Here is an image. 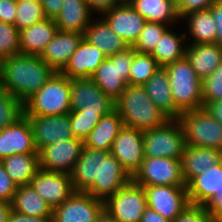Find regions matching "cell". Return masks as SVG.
<instances>
[{
  "mask_svg": "<svg viewBox=\"0 0 222 222\" xmlns=\"http://www.w3.org/2000/svg\"><path fill=\"white\" fill-rule=\"evenodd\" d=\"M54 72L40 56L20 53L3 59L0 86L24 103Z\"/></svg>",
  "mask_w": 222,
  "mask_h": 222,
  "instance_id": "cell-1",
  "label": "cell"
},
{
  "mask_svg": "<svg viewBox=\"0 0 222 222\" xmlns=\"http://www.w3.org/2000/svg\"><path fill=\"white\" fill-rule=\"evenodd\" d=\"M124 126L142 131L165 125L171 118L159 109L143 86L129 85L115 101Z\"/></svg>",
  "mask_w": 222,
  "mask_h": 222,
  "instance_id": "cell-2",
  "label": "cell"
},
{
  "mask_svg": "<svg viewBox=\"0 0 222 222\" xmlns=\"http://www.w3.org/2000/svg\"><path fill=\"white\" fill-rule=\"evenodd\" d=\"M70 78L55 71L46 83L24 102V115L54 116L69 114Z\"/></svg>",
  "mask_w": 222,
  "mask_h": 222,
  "instance_id": "cell-3",
  "label": "cell"
},
{
  "mask_svg": "<svg viewBox=\"0 0 222 222\" xmlns=\"http://www.w3.org/2000/svg\"><path fill=\"white\" fill-rule=\"evenodd\" d=\"M164 68L168 73L175 107L181 113L202 109V80L196 75L187 57Z\"/></svg>",
  "mask_w": 222,
  "mask_h": 222,
  "instance_id": "cell-4",
  "label": "cell"
},
{
  "mask_svg": "<svg viewBox=\"0 0 222 222\" xmlns=\"http://www.w3.org/2000/svg\"><path fill=\"white\" fill-rule=\"evenodd\" d=\"M133 47L106 57L92 74L93 82L113 101H116L129 82Z\"/></svg>",
  "mask_w": 222,
  "mask_h": 222,
  "instance_id": "cell-5",
  "label": "cell"
},
{
  "mask_svg": "<svg viewBox=\"0 0 222 222\" xmlns=\"http://www.w3.org/2000/svg\"><path fill=\"white\" fill-rule=\"evenodd\" d=\"M145 157L181 159L187 146L182 124L170 119L165 125L143 131Z\"/></svg>",
  "mask_w": 222,
  "mask_h": 222,
  "instance_id": "cell-6",
  "label": "cell"
},
{
  "mask_svg": "<svg viewBox=\"0 0 222 222\" xmlns=\"http://www.w3.org/2000/svg\"><path fill=\"white\" fill-rule=\"evenodd\" d=\"M178 120L182 124L187 146L222 151V125L204 108L182 112Z\"/></svg>",
  "mask_w": 222,
  "mask_h": 222,
  "instance_id": "cell-7",
  "label": "cell"
},
{
  "mask_svg": "<svg viewBox=\"0 0 222 222\" xmlns=\"http://www.w3.org/2000/svg\"><path fill=\"white\" fill-rule=\"evenodd\" d=\"M146 208L144 188L133 180L104 201V210L118 222H141Z\"/></svg>",
  "mask_w": 222,
  "mask_h": 222,
  "instance_id": "cell-8",
  "label": "cell"
},
{
  "mask_svg": "<svg viewBox=\"0 0 222 222\" xmlns=\"http://www.w3.org/2000/svg\"><path fill=\"white\" fill-rule=\"evenodd\" d=\"M132 180L141 186H187L181 159L167 157H145Z\"/></svg>",
  "mask_w": 222,
  "mask_h": 222,
  "instance_id": "cell-9",
  "label": "cell"
},
{
  "mask_svg": "<svg viewBox=\"0 0 222 222\" xmlns=\"http://www.w3.org/2000/svg\"><path fill=\"white\" fill-rule=\"evenodd\" d=\"M71 111L99 113L108 115L115 109V101L107 96L91 78L70 79Z\"/></svg>",
  "mask_w": 222,
  "mask_h": 222,
  "instance_id": "cell-10",
  "label": "cell"
},
{
  "mask_svg": "<svg viewBox=\"0 0 222 222\" xmlns=\"http://www.w3.org/2000/svg\"><path fill=\"white\" fill-rule=\"evenodd\" d=\"M104 210V201L87 192L75 191L53 208L52 222H95Z\"/></svg>",
  "mask_w": 222,
  "mask_h": 222,
  "instance_id": "cell-11",
  "label": "cell"
},
{
  "mask_svg": "<svg viewBox=\"0 0 222 222\" xmlns=\"http://www.w3.org/2000/svg\"><path fill=\"white\" fill-rule=\"evenodd\" d=\"M83 146V139L73 137L43 147L39 151L40 169L71 174L81 155Z\"/></svg>",
  "mask_w": 222,
  "mask_h": 222,
  "instance_id": "cell-12",
  "label": "cell"
},
{
  "mask_svg": "<svg viewBox=\"0 0 222 222\" xmlns=\"http://www.w3.org/2000/svg\"><path fill=\"white\" fill-rule=\"evenodd\" d=\"M147 207L173 221L189 204L187 186H143Z\"/></svg>",
  "mask_w": 222,
  "mask_h": 222,
  "instance_id": "cell-13",
  "label": "cell"
},
{
  "mask_svg": "<svg viewBox=\"0 0 222 222\" xmlns=\"http://www.w3.org/2000/svg\"><path fill=\"white\" fill-rule=\"evenodd\" d=\"M32 127L38 152L61 140L73 138L69 114L54 116L25 115Z\"/></svg>",
  "mask_w": 222,
  "mask_h": 222,
  "instance_id": "cell-14",
  "label": "cell"
},
{
  "mask_svg": "<svg viewBox=\"0 0 222 222\" xmlns=\"http://www.w3.org/2000/svg\"><path fill=\"white\" fill-rule=\"evenodd\" d=\"M30 185L51 206L55 208L67 200L75 191L71 174L39 169Z\"/></svg>",
  "mask_w": 222,
  "mask_h": 222,
  "instance_id": "cell-15",
  "label": "cell"
},
{
  "mask_svg": "<svg viewBox=\"0 0 222 222\" xmlns=\"http://www.w3.org/2000/svg\"><path fill=\"white\" fill-rule=\"evenodd\" d=\"M110 153L133 176L145 158L143 131L124 126L114 140Z\"/></svg>",
  "mask_w": 222,
  "mask_h": 222,
  "instance_id": "cell-16",
  "label": "cell"
},
{
  "mask_svg": "<svg viewBox=\"0 0 222 222\" xmlns=\"http://www.w3.org/2000/svg\"><path fill=\"white\" fill-rule=\"evenodd\" d=\"M108 26L132 47L147 22L131 4H118L100 15Z\"/></svg>",
  "mask_w": 222,
  "mask_h": 222,
  "instance_id": "cell-17",
  "label": "cell"
},
{
  "mask_svg": "<svg viewBox=\"0 0 222 222\" xmlns=\"http://www.w3.org/2000/svg\"><path fill=\"white\" fill-rule=\"evenodd\" d=\"M39 153L33 130L24 115L15 124L0 130V160L13 154Z\"/></svg>",
  "mask_w": 222,
  "mask_h": 222,
  "instance_id": "cell-18",
  "label": "cell"
},
{
  "mask_svg": "<svg viewBox=\"0 0 222 222\" xmlns=\"http://www.w3.org/2000/svg\"><path fill=\"white\" fill-rule=\"evenodd\" d=\"M110 151L83 146L81 155L71 173L74 191L85 192L92 184H101L102 160Z\"/></svg>",
  "mask_w": 222,
  "mask_h": 222,
  "instance_id": "cell-19",
  "label": "cell"
},
{
  "mask_svg": "<svg viewBox=\"0 0 222 222\" xmlns=\"http://www.w3.org/2000/svg\"><path fill=\"white\" fill-rule=\"evenodd\" d=\"M83 39L82 33L57 30L40 57L54 70L61 72Z\"/></svg>",
  "mask_w": 222,
  "mask_h": 222,
  "instance_id": "cell-20",
  "label": "cell"
},
{
  "mask_svg": "<svg viewBox=\"0 0 222 222\" xmlns=\"http://www.w3.org/2000/svg\"><path fill=\"white\" fill-rule=\"evenodd\" d=\"M132 180L119 160L109 153L102 160L101 184H92L85 192L105 201Z\"/></svg>",
  "mask_w": 222,
  "mask_h": 222,
  "instance_id": "cell-21",
  "label": "cell"
},
{
  "mask_svg": "<svg viewBox=\"0 0 222 222\" xmlns=\"http://www.w3.org/2000/svg\"><path fill=\"white\" fill-rule=\"evenodd\" d=\"M190 204L206 206L214 197L222 198V162L208 167L187 184Z\"/></svg>",
  "mask_w": 222,
  "mask_h": 222,
  "instance_id": "cell-22",
  "label": "cell"
},
{
  "mask_svg": "<svg viewBox=\"0 0 222 222\" xmlns=\"http://www.w3.org/2000/svg\"><path fill=\"white\" fill-rule=\"evenodd\" d=\"M106 57L101 50L82 39L61 72L70 79L91 78Z\"/></svg>",
  "mask_w": 222,
  "mask_h": 222,
  "instance_id": "cell-23",
  "label": "cell"
},
{
  "mask_svg": "<svg viewBox=\"0 0 222 222\" xmlns=\"http://www.w3.org/2000/svg\"><path fill=\"white\" fill-rule=\"evenodd\" d=\"M222 162V151L214 148L186 146L181 157L182 174L186 184L209 167Z\"/></svg>",
  "mask_w": 222,
  "mask_h": 222,
  "instance_id": "cell-24",
  "label": "cell"
},
{
  "mask_svg": "<svg viewBox=\"0 0 222 222\" xmlns=\"http://www.w3.org/2000/svg\"><path fill=\"white\" fill-rule=\"evenodd\" d=\"M180 21H183L182 24L185 23L184 25L187 26L186 28L182 27L185 29L187 44L215 43L216 23L210 9L188 13Z\"/></svg>",
  "mask_w": 222,
  "mask_h": 222,
  "instance_id": "cell-25",
  "label": "cell"
},
{
  "mask_svg": "<svg viewBox=\"0 0 222 222\" xmlns=\"http://www.w3.org/2000/svg\"><path fill=\"white\" fill-rule=\"evenodd\" d=\"M83 39L97 47L107 57L124 51L129 47L100 16L91 21L83 33Z\"/></svg>",
  "mask_w": 222,
  "mask_h": 222,
  "instance_id": "cell-26",
  "label": "cell"
},
{
  "mask_svg": "<svg viewBox=\"0 0 222 222\" xmlns=\"http://www.w3.org/2000/svg\"><path fill=\"white\" fill-rule=\"evenodd\" d=\"M62 8L54 20L60 31L84 33L96 17L85 0H63ZM94 15V16H92Z\"/></svg>",
  "mask_w": 222,
  "mask_h": 222,
  "instance_id": "cell-27",
  "label": "cell"
},
{
  "mask_svg": "<svg viewBox=\"0 0 222 222\" xmlns=\"http://www.w3.org/2000/svg\"><path fill=\"white\" fill-rule=\"evenodd\" d=\"M123 128L124 122L119 112L114 109L100 118L98 124L84 139V146L111 152L114 140Z\"/></svg>",
  "mask_w": 222,
  "mask_h": 222,
  "instance_id": "cell-28",
  "label": "cell"
},
{
  "mask_svg": "<svg viewBox=\"0 0 222 222\" xmlns=\"http://www.w3.org/2000/svg\"><path fill=\"white\" fill-rule=\"evenodd\" d=\"M143 88L156 106L171 119L180 117L181 112L175 107L168 73L164 67H160Z\"/></svg>",
  "mask_w": 222,
  "mask_h": 222,
  "instance_id": "cell-29",
  "label": "cell"
},
{
  "mask_svg": "<svg viewBox=\"0 0 222 222\" xmlns=\"http://www.w3.org/2000/svg\"><path fill=\"white\" fill-rule=\"evenodd\" d=\"M185 56L196 75L203 80L222 63V47L216 43L187 44Z\"/></svg>",
  "mask_w": 222,
  "mask_h": 222,
  "instance_id": "cell-30",
  "label": "cell"
},
{
  "mask_svg": "<svg viewBox=\"0 0 222 222\" xmlns=\"http://www.w3.org/2000/svg\"><path fill=\"white\" fill-rule=\"evenodd\" d=\"M57 30L55 21L48 18L22 29L20 31L21 53L40 56Z\"/></svg>",
  "mask_w": 222,
  "mask_h": 222,
  "instance_id": "cell-31",
  "label": "cell"
},
{
  "mask_svg": "<svg viewBox=\"0 0 222 222\" xmlns=\"http://www.w3.org/2000/svg\"><path fill=\"white\" fill-rule=\"evenodd\" d=\"M177 26H170L159 39L151 55L160 67H166L186 55L187 40L184 31L175 32ZM182 32V33H181Z\"/></svg>",
  "mask_w": 222,
  "mask_h": 222,
  "instance_id": "cell-32",
  "label": "cell"
},
{
  "mask_svg": "<svg viewBox=\"0 0 222 222\" xmlns=\"http://www.w3.org/2000/svg\"><path fill=\"white\" fill-rule=\"evenodd\" d=\"M1 161L7 174L17 186L30 184L40 169L39 153L13 154Z\"/></svg>",
  "mask_w": 222,
  "mask_h": 222,
  "instance_id": "cell-33",
  "label": "cell"
},
{
  "mask_svg": "<svg viewBox=\"0 0 222 222\" xmlns=\"http://www.w3.org/2000/svg\"><path fill=\"white\" fill-rule=\"evenodd\" d=\"M130 4L148 22L172 27L181 23L176 6L168 0H133Z\"/></svg>",
  "mask_w": 222,
  "mask_h": 222,
  "instance_id": "cell-34",
  "label": "cell"
},
{
  "mask_svg": "<svg viewBox=\"0 0 222 222\" xmlns=\"http://www.w3.org/2000/svg\"><path fill=\"white\" fill-rule=\"evenodd\" d=\"M11 204L14 211L27 216H52L53 212L51 206L30 184L17 187Z\"/></svg>",
  "mask_w": 222,
  "mask_h": 222,
  "instance_id": "cell-35",
  "label": "cell"
},
{
  "mask_svg": "<svg viewBox=\"0 0 222 222\" xmlns=\"http://www.w3.org/2000/svg\"><path fill=\"white\" fill-rule=\"evenodd\" d=\"M160 68L151 54L134 52L129 73V85L143 86Z\"/></svg>",
  "mask_w": 222,
  "mask_h": 222,
  "instance_id": "cell-36",
  "label": "cell"
},
{
  "mask_svg": "<svg viewBox=\"0 0 222 222\" xmlns=\"http://www.w3.org/2000/svg\"><path fill=\"white\" fill-rule=\"evenodd\" d=\"M24 116V103L0 86V130Z\"/></svg>",
  "mask_w": 222,
  "mask_h": 222,
  "instance_id": "cell-37",
  "label": "cell"
},
{
  "mask_svg": "<svg viewBox=\"0 0 222 222\" xmlns=\"http://www.w3.org/2000/svg\"><path fill=\"white\" fill-rule=\"evenodd\" d=\"M46 15L39 0L17 1L15 27L21 31L32 24L46 19Z\"/></svg>",
  "mask_w": 222,
  "mask_h": 222,
  "instance_id": "cell-38",
  "label": "cell"
},
{
  "mask_svg": "<svg viewBox=\"0 0 222 222\" xmlns=\"http://www.w3.org/2000/svg\"><path fill=\"white\" fill-rule=\"evenodd\" d=\"M170 27L159 22H146L135 44L132 46L136 52L151 54L159 39Z\"/></svg>",
  "mask_w": 222,
  "mask_h": 222,
  "instance_id": "cell-39",
  "label": "cell"
},
{
  "mask_svg": "<svg viewBox=\"0 0 222 222\" xmlns=\"http://www.w3.org/2000/svg\"><path fill=\"white\" fill-rule=\"evenodd\" d=\"M101 117L99 113L85 112V109L70 111L69 119L73 136L84 140L98 124Z\"/></svg>",
  "mask_w": 222,
  "mask_h": 222,
  "instance_id": "cell-40",
  "label": "cell"
},
{
  "mask_svg": "<svg viewBox=\"0 0 222 222\" xmlns=\"http://www.w3.org/2000/svg\"><path fill=\"white\" fill-rule=\"evenodd\" d=\"M20 31L15 25L0 21V58L20 54Z\"/></svg>",
  "mask_w": 222,
  "mask_h": 222,
  "instance_id": "cell-41",
  "label": "cell"
},
{
  "mask_svg": "<svg viewBox=\"0 0 222 222\" xmlns=\"http://www.w3.org/2000/svg\"><path fill=\"white\" fill-rule=\"evenodd\" d=\"M203 105L222 100V63L208 77L202 80Z\"/></svg>",
  "mask_w": 222,
  "mask_h": 222,
  "instance_id": "cell-42",
  "label": "cell"
},
{
  "mask_svg": "<svg viewBox=\"0 0 222 222\" xmlns=\"http://www.w3.org/2000/svg\"><path fill=\"white\" fill-rule=\"evenodd\" d=\"M172 222H214L206 206L188 204Z\"/></svg>",
  "mask_w": 222,
  "mask_h": 222,
  "instance_id": "cell-43",
  "label": "cell"
},
{
  "mask_svg": "<svg viewBox=\"0 0 222 222\" xmlns=\"http://www.w3.org/2000/svg\"><path fill=\"white\" fill-rule=\"evenodd\" d=\"M17 185L7 174L2 161L0 160V200L12 202Z\"/></svg>",
  "mask_w": 222,
  "mask_h": 222,
  "instance_id": "cell-44",
  "label": "cell"
},
{
  "mask_svg": "<svg viewBox=\"0 0 222 222\" xmlns=\"http://www.w3.org/2000/svg\"><path fill=\"white\" fill-rule=\"evenodd\" d=\"M219 0H180L176 10L180 19L191 12L209 9L210 6Z\"/></svg>",
  "mask_w": 222,
  "mask_h": 222,
  "instance_id": "cell-45",
  "label": "cell"
},
{
  "mask_svg": "<svg viewBox=\"0 0 222 222\" xmlns=\"http://www.w3.org/2000/svg\"><path fill=\"white\" fill-rule=\"evenodd\" d=\"M17 0H0V21L14 25Z\"/></svg>",
  "mask_w": 222,
  "mask_h": 222,
  "instance_id": "cell-46",
  "label": "cell"
},
{
  "mask_svg": "<svg viewBox=\"0 0 222 222\" xmlns=\"http://www.w3.org/2000/svg\"><path fill=\"white\" fill-rule=\"evenodd\" d=\"M209 9L216 23L215 43L222 47V0L213 3Z\"/></svg>",
  "mask_w": 222,
  "mask_h": 222,
  "instance_id": "cell-47",
  "label": "cell"
},
{
  "mask_svg": "<svg viewBox=\"0 0 222 222\" xmlns=\"http://www.w3.org/2000/svg\"><path fill=\"white\" fill-rule=\"evenodd\" d=\"M87 5L94 13L95 16H100L102 13L111 10L114 6L118 5L116 0H85ZM97 13V15H96Z\"/></svg>",
  "mask_w": 222,
  "mask_h": 222,
  "instance_id": "cell-48",
  "label": "cell"
},
{
  "mask_svg": "<svg viewBox=\"0 0 222 222\" xmlns=\"http://www.w3.org/2000/svg\"><path fill=\"white\" fill-rule=\"evenodd\" d=\"M48 19L55 20L59 15L63 0H39Z\"/></svg>",
  "mask_w": 222,
  "mask_h": 222,
  "instance_id": "cell-49",
  "label": "cell"
},
{
  "mask_svg": "<svg viewBox=\"0 0 222 222\" xmlns=\"http://www.w3.org/2000/svg\"><path fill=\"white\" fill-rule=\"evenodd\" d=\"M7 222H52V216H27L12 209L9 213Z\"/></svg>",
  "mask_w": 222,
  "mask_h": 222,
  "instance_id": "cell-50",
  "label": "cell"
},
{
  "mask_svg": "<svg viewBox=\"0 0 222 222\" xmlns=\"http://www.w3.org/2000/svg\"><path fill=\"white\" fill-rule=\"evenodd\" d=\"M208 213L214 219V222H222V198L214 197L207 205Z\"/></svg>",
  "mask_w": 222,
  "mask_h": 222,
  "instance_id": "cell-51",
  "label": "cell"
},
{
  "mask_svg": "<svg viewBox=\"0 0 222 222\" xmlns=\"http://www.w3.org/2000/svg\"><path fill=\"white\" fill-rule=\"evenodd\" d=\"M203 108L222 125V100L207 102Z\"/></svg>",
  "mask_w": 222,
  "mask_h": 222,
  "instance_id": "cell-52",
  "label": "cell"
},
{
  "mask_svg": "<svg viewBox=\"0 0 222 222\" xmlns=\"http://www.w3.org/2000/svg\"><path fill=\"white\" fill-rule=\"evenodd\" d=\"M141 222H172V221L162 217L156 211L147 207L142 215Z\"/></svg>",
  "mask_w": 222,
  "mask_h": 222,
  "instance_id": "cell-53",
  "label": "cell"
},
{
  "mask_svg": "<svg viewBox=\"0 0 222 222\" xmlns=\"http://www.w3.org/2000/svg\"><path fill=\"white\" fill-rule=\"evenodd\" d=\"M11 210H12L11 202L0 200V222H7Z\"/></svg>",
  "mask_w": 222,
  "mask_h": 222,
  "instance_id": "cell-54",
  "label": "cell"
},
{
  "mask_svg": "<svg viewBox=\"0 0 222 222\" xmlns=\"http://www.w3.org/2000/svg\"><path fill=\"white\" fill-rule=\"evenodd\" d=\"M95 222H118L107 211L103 210Z\"/></svg>",
  "mask_w": 222,
  "mask_h": 222,
  "instance_id": "cell-55",
  "label": "cell"
},
{
  "mask_svg": "<svg viewBox=\"0 0 222 222\" xmlns=\"http://www.w3.org/2000/svg\"><path fill=\"white\" fill-rule=\"evenodd\" d=\"M118 4H130L133 0H116Z\"/></svg>",
  "mask_w": 222,
  "mask_h": 222,
  "instance_id": "cell-56",
  "label": "cell"
},
{
  "mask_svg": "<svg viewBox=\"0 0 222 222\" xmlns=\"http://www.w3.org/2000/svg\"><path fill=\"white\" fill-rule=\"evenodd\" d=\"M169 2H171L173 5H175L176 7L178 6L180 0H168Z\"/></svg>",
  "mask_w": 222,
  "mask_h": 222,
  "instance_id": "cell-57",
  "label": "cell"
},
{
  "mask_svg": "<svg viewBox=\"0 0 222 222\" xmlns=\"http://www.w3.org/2000/svg\"><path fill=\"white\" fill-rule=\"evenodd\" d=\"M2 59L0 58V84H1V79H2Z\"/></svg>",
  "mask_w": 222,
  "mask_h": 222,
  "instance_id": "cell-58",
  "label": "cell"
},
{
  "mask_svg": "<svg viewBox=\"0 0 222 222\" xmlns=\"http://www.w3.org/2000/svg\"><path fill=\"white\" fill-rule=\"evenodd\" d=\"M17 1H29V0H17ZM30 1H36V0H30Z\"/></svg>",
  "mask_w": 222,
  "mask_h": 222,
  "instance_id": "cell-59",
  "label": "cell"
}]
</instances>
